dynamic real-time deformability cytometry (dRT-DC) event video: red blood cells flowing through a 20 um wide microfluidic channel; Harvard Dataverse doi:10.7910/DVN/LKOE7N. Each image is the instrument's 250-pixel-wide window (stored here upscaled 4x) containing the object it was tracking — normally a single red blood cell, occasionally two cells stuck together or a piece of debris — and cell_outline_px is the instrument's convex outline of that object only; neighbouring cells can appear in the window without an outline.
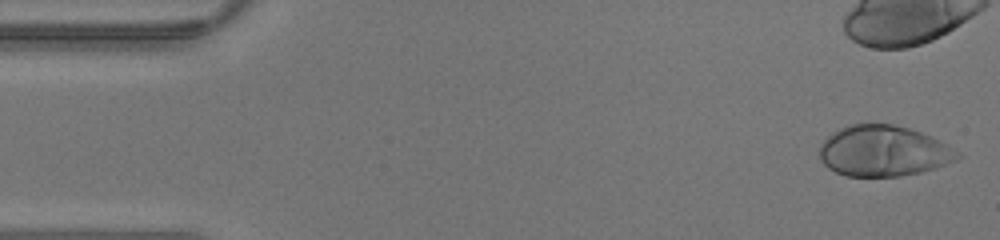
{"species": "human", "species_latin": "Homo sapiens", "temperature_condition": "warm", "stored_images_in_passage": 32, "camera_frame_rate_fps": 3000, "um_per_image_px": 0.085, "donor": {"sex": "male"}, "frame": {"image": 1, "passage_image": 1, "time_ms": 0.0, "image_size_px": [1000, 240], "cell_outline_px": [[964, 156], [956, 160], [936, 168], [920, 172], [900, 176], [844, 176], [828, 168], [820, 160], [820, 144], [832, 132], [840, 128], [852, 124], [892, 124], [908, 128], [920, 132], [960, 152]], "centroid_in_image_um": [75.07, 12.85], "position_along_channel_um": 9.9, "area_um2": 40.63}}